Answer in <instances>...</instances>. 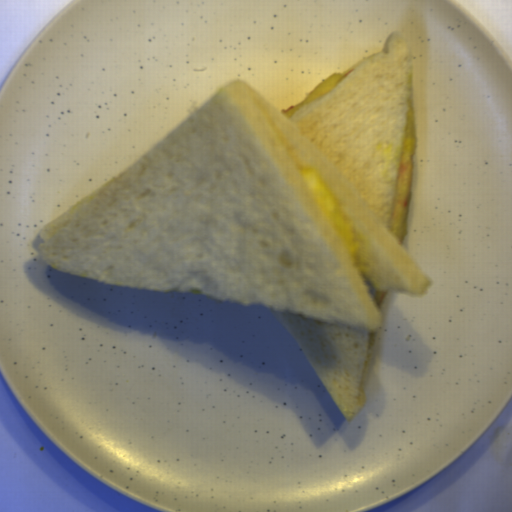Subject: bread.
Segmentation results:
<instances>
[{"label":"bread","mask_w":512,"mask_h":512,"mask_svg":"<svg viewBox=\"0 0 512 512\" xmlns=\"http://www.w3.org/2000/svg\"><path fill=\"white\" fill-rule=\"evenodd\" d=\"M287 118L242 80L218 90L137 162L46 223L43 261L104 284L267 306L350 421L365 404L388 294L432 279L391 234L411 44L341 73ZM317 171L356 229L348 258L300 176Z\"/></svg>","instance_id":"bread-1"}]
</instances>
